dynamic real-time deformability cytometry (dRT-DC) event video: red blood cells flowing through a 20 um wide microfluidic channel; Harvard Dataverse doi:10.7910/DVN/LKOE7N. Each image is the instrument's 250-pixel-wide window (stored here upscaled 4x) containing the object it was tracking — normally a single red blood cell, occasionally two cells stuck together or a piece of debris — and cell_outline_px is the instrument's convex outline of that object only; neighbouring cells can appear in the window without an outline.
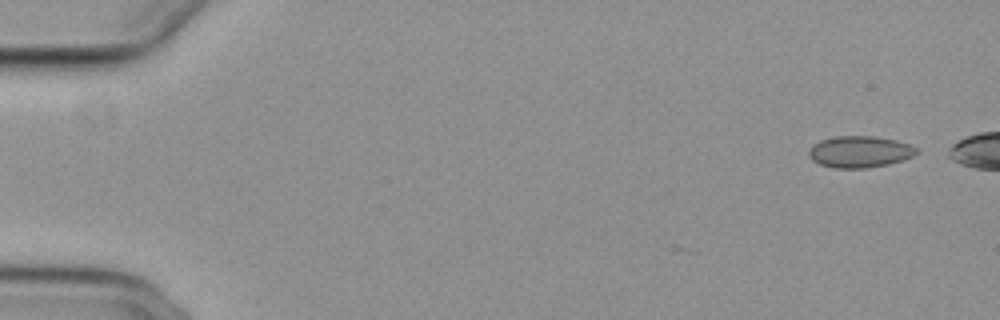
{"species": "common noctule bat (a hibernating species)", "species_latin": "Nyctalus noctula", "temperature_condition": "cold", "stored_images_in_passage": 6, "camera_frame_rate_fps": 3000, "um_per_image_px": 0.085, "animal": {"sex": "female", "body_mass_g": 29.2, "forearm_length_mm": 56.3}, "frame": {"image": 1, "passage_image": 1, "time_ms": 0.0, "image_size_px": [1000, 320], "cell_outline_px": [[920, 152], [912, 156], [888, 164], [864, 168], [832, 168], [820, 164], [812, 160], [808, 156], [808, 148], [812, 144], [820, 140], [836, 136], [876, 136], [896, 140], [908, 144], [916, 148]], "centroid_in_image_um": [73.03, 12.89], "position_along_channel_um": 12.0, "area_um2": 19.88}}